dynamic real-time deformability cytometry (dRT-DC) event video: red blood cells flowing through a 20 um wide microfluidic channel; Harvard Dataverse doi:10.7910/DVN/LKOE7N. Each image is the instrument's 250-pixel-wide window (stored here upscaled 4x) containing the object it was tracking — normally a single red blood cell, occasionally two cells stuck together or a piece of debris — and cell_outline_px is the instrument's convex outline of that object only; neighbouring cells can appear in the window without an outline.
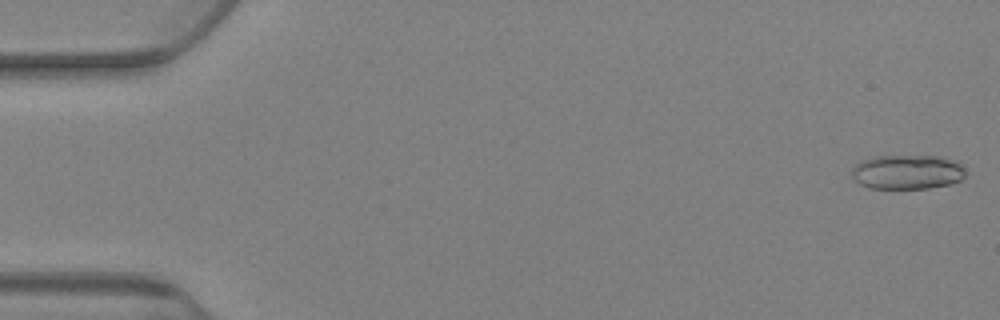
{"species": "Egyptian fruit bat (a non-hibernating species)", "species_latin": "Rousettus aegyptiacus", "temperature_condition": "warm", "stored_images_in_passage": 80, "camera_frame_rate_fps": 3000, "um_per_image_px": 0.085, "animal": {"sex": "female"}, "frame": {"image": 1, "passage_image": 2, "time_ms": 0.333, "image_size_px": [1000, 320], "cell_outline_px": [[964, 176], [960, 180], [952, 184], [928, 188], [868, 188], [852, 180], [852, 168], [856, 164], [864, 160], [876, 156], [940, 156], [956, 160], [964, 164]], "centroid_in_image_um": [77.14, 14.62], "position_along_channel_um": 7.9, "area_um2": 23.06}}
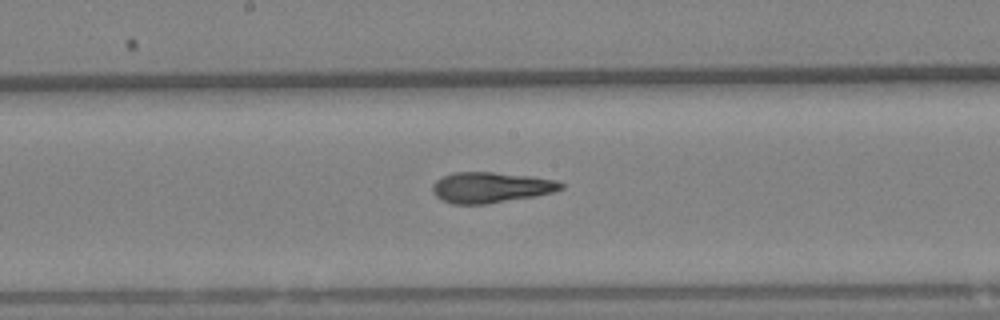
{"frame": {"image": 2, "passage_image": 43, "time_ms": 14.0, "image_size_px": [1000, 320], "cell_outline_px": [[564, 188], [552, 192], [536, 196], [488, 204], [452, 204], [440, 200], [432, 192], [432, 184], [436, 180], [452, 172], [492, 172], [532, 176], [556, 180], [564, 184]], "centroid_in_image_um": [41.7, 15.93], "position_along_channel_um": 206.5, "area_um2": 23.18}}
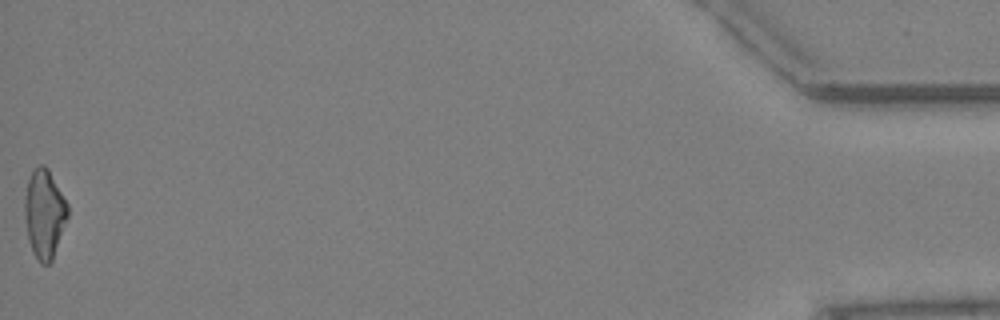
{"frame": {"image": 3, "passage_image": 80, "time_ms": 26.333, "image_size_px": [1000, 320], "cell_outline_px": [[68, 216], [52, 260], [48, 264], [40, 264], [32, 252], [28, 240], [24, 216], [24, 196], [28, 180], [32, 172], [40, 164], [44, 164], [48, 168], [68, 204]], "centroid_in_image_um": [3.76, 18.18], "position_along_channel_um": 431.4, "area_um2": 22.31}, "authors_computed_cell_mechanics": {"area_um2": 22.6865, "velocity_mm_per_s": 2.6153, "shape_relaxation_time_tau1_ms": 11.229, "shape_relaxation_time_tau2_ms": 2.5458, "deformation_change_tau1": 0.2777, "deformation_change_tau2": 0.1017}}